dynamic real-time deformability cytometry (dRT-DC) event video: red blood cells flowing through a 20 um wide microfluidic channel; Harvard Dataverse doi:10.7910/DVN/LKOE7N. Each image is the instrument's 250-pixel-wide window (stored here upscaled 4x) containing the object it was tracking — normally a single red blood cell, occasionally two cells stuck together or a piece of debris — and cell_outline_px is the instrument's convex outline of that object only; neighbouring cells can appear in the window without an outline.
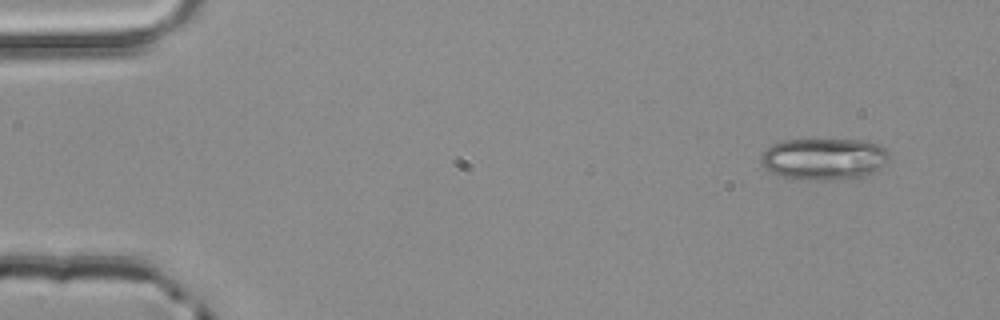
{"species": "common noctule bat (a hibernating species)", "species_latin": "Nyctalus noctula", "temperature_condition": "room temperature", "stored_images_in_passage": 3, "camera_frame_rate_fps": 3000, "um_per_image_px": 0.085, "animal": {"sex": "male", "body_mass_g": 20.4}, "frame": {"image": 1, "passage_image": 1, "time_ms": 0.0, "image_size_px": [1000, 320], "cell_outline_px": [[888, 160], [884, 164], [868, 176], [856, 180], [800, 180], [780, 176], [764, 168], [760, 160], [760, 156], [772, 144], [784, 140], [868, 140], [880, 144], [888, 152]], "centroid_in_image_um": [70.07, 13.53], "position_along_channel_um": 14.9, "area_um2": 31.79}}